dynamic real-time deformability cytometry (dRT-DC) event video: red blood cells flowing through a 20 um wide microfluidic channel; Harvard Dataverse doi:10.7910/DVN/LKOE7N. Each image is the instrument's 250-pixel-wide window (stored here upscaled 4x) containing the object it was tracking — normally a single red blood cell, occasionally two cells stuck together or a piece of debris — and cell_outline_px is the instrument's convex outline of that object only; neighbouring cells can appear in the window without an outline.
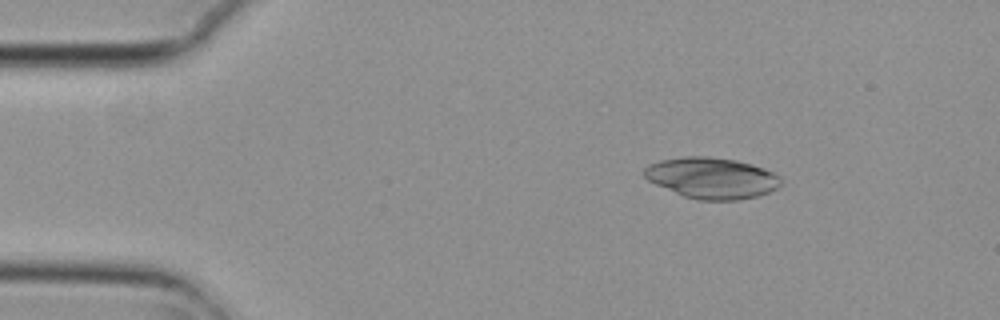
{"species": "common noctule bat (a hibernating species)", "species_latin": "Nyctalus noctula", "temperature_condition": "cold", "stored_images_in_passage": 5, "camera_frame_rate_fps": 3000, "um_per_image_px": 0.085, "animal": {"sex": "female", "body_mass_g": 29.2, "forearm_length_mm": 56.3}, "frame": {"image": 1, "passage_image": 3, "time_ms": 0.667, "image_size_px": [1000, 320], "cell_outline_px": [[780, 184], [776, 188], [768, 192], [756, 196], [740, 200], [696, 200], [684, 196], [656, 184], [648, 180], [644, 176], [644, 168], [648, 164], [660, 160], [684, 156], [704, 156], [736, 160], [752, 164], [764, 168], [780, 176]], "centroid_in_image_um": [60.48, 15.12], "position_along_channel_um": 24.5, "area_um2": 32.6}}